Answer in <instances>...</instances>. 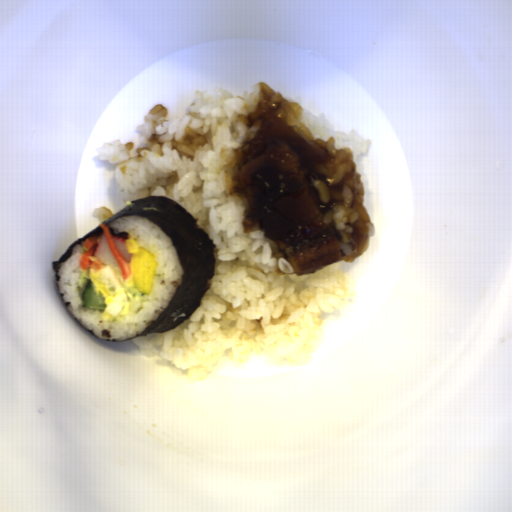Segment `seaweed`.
I'll return each mask as SVG.
<instances>
[{
  "mask_svg": "<svg viewBox=\"0 0 512 512\" xmlns=\"http://www.w3.org/2000/svg\"><path fill=\"white\" fill-rule=\"evenodd\" d=\"M124 216L148 219L170 237L183 267V276L172 299L152 325L140 335L121 341L164 333L190 318L211 286L208 281L215 275L217 246L207 232L198 227L197 219L187 209L166 196L148 195L132 200L102 225L108 226L111 235L131 238L128 231H119L109 224Z\"/></svg>",
  "mask_w": 512,
  "mask_h": 512,
  "instance_id": "obj_1",
  "label": "seaweed"
},
{
  "mask_svg": "<svg viewBox=\"0 0 512 512\" xmlns=\"http://www.w3.org/2000/svg\"><path fill=\"white\" fill-rule=\"evenodd\" d=\"M95 234L98 238L101 234H104L103 229L101 228L100 224L96 226L93 230H91L89 233H87L82 238H78L75 242H73L67 250L60 256L58 260H52L51 265L52 269L55 271V279L56 282L60 281V276L58 275V270L62 262H65L73 253V248L76 245H80L83 243L89 236Z\"/></svg>",
  "mask_w": 512,
  "mask_h": 512,
  "instance_id": "obj_2",
  "label": "seaweed"
},
{
  "mask_svg": "<svg viewBox=\"0 0 512 512\" xmlns=\"http://www.w3.org/2000/svg\"><path fill=\"white\" fill-rule=\"evenodd\" d=\"M59 295H60V297H61V299H62V302H63V304H64L65 308L67 309V307L69 306V304L71 303V301H64V299H63L64 294H63V293H59Z\"/></svg>",
  "mask_w": 512,
  "mask_h": 512,
  "instance_id": "obj_3",
  "label": "seaweed"
},
{
  "mask_svg": "<svg viewBox=\"0 0 512 512\" xmlns=\"http://www.w3.org/2000/svg\"><path fill=\"white\" fill-rule=\"evenodd\" d=\"M86 331H88L89 333L94 334L92 330H87V329H86ZM94 335H95V334H94Z\"/></svg>",
  "mask_w": 512,
  "mask_h": 512,
  "instance_id": "obj_4",
  "label": "seaweed"
}]
</instances>
